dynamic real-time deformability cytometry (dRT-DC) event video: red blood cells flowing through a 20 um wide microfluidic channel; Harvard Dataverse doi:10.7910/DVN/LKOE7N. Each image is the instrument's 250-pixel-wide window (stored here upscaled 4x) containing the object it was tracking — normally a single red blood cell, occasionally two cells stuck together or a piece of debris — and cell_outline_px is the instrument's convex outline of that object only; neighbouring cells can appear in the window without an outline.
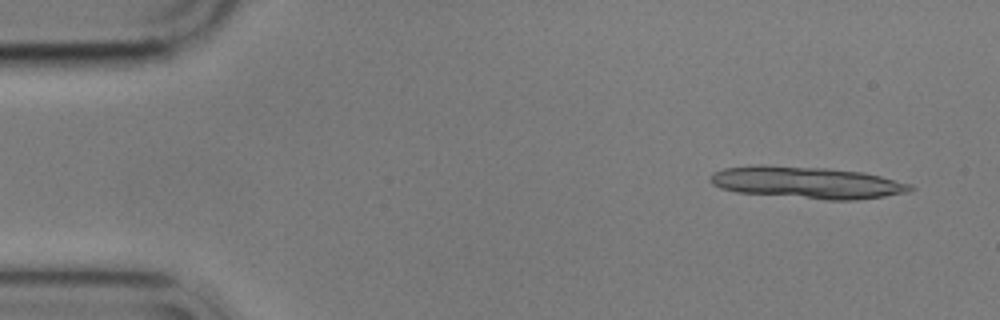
{"species": "common noctule bat (a hibernating species)", "species_latin": "Nyctalus noctula", "temperature_condition": "cold", "stored_images_in_passage": 14, "camera_frame_rate_fps": 3000, "um_per_image_px": 0.085, "animal": {"sex": "male", "body_mass_g": 17.9}, "frame": {"image": 1, "passage_image": 4, "time_ms": 1.0, "image_size_px": [1000, 320], "cell_outline_px": [[912, 188], [880, 196], [808, 196], [744, 192], [724, 188], [716, 184], [712, 180], [712, 176], [716, 172], [728, 168], [800, 168], [856, 172], [876, 176], [892, 180]], "centroid_in_image_um": [68.46, 15.49], "position_along_channel_um": 16.5, "area_um2": 31.27}}